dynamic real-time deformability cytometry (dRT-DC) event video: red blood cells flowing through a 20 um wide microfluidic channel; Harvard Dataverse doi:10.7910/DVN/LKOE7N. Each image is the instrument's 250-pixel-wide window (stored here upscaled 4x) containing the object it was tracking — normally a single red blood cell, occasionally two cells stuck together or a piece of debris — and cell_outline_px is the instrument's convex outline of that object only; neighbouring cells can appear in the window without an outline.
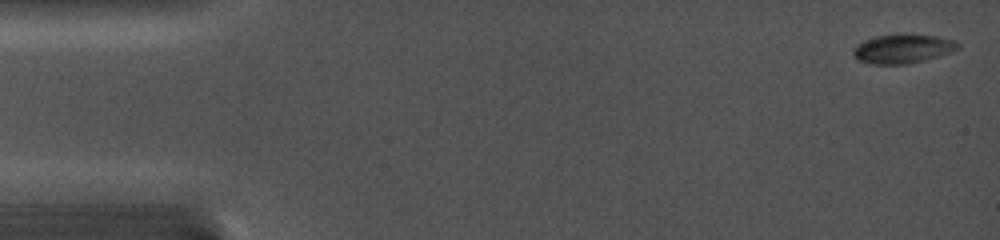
{"species": "common noctule bat (a hibernating species)", "species_latin": "Nyctalus noctula", "temperature_condition": "cold", "stored_images_in_passage": 46, "camera_frame_rate_fps": 5000, "um_per_image_px": 0.085, "animal": {"sex": "female", "body_mass_g": 19.0, "forearm_length_mm": 56.7}, "frame": {"image": 1, "passage_image": 1, "time_ms": 0.0, "image_size_px": [1000, 240], "cell_outline_px": [[960, 48], [952, 52], [924, 60], [904, 64], [872, 64], [856, 60], [852, 52], [856, 44], [864, 40], [876, 36], [904, 32], [936, 36], [956, 40], [960, 44]], "centroid_in_image_um": [76.74, 4.11], "position_along_channel_um": 8.3, "area_um2": 18.21}}
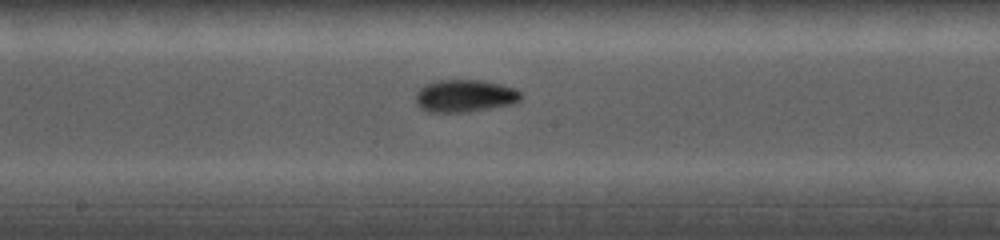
{"frame": {"image": 2, "passage_image": 23, "time_ms": 8.4, "image_size_px": [1000, 240], "cell_outline_px": [[524, 96], [520, 100], [512, 104], [468, 112], [428, 112], [420, 108], [416, 104], [416, 92], [420, 88], [436, 80], [484, 80], [500, 84], [512, 88], [520, 92]], "centroid_in_image_um": [39.5, 8.15], "position_along_channel_um": 208.7, "area_um2": 19.94}}
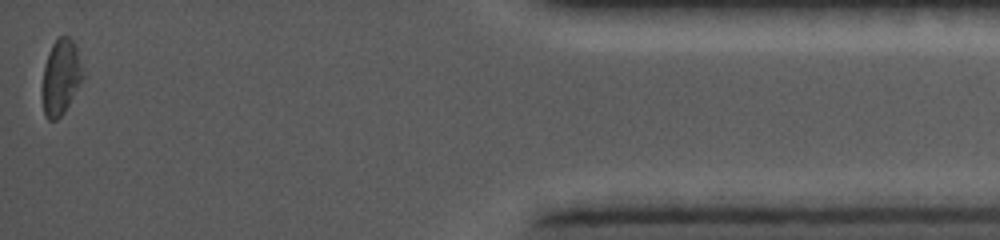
{"frame": {"image": 3, "passage_image": 46, "time_ms": 15.4, "image_size_px": [1000, 240], "cell_outline_px": [[84, 76], [64, 112], [56, 120], [48, 120], [44, 116], [40, 96], [40, 88], [44, 68], [48, 52], [52, 44], [60, 36], [68, 36], [72, 40], [76, 48]], "centroid_in_image_um": [5.11, 6.6], "position_along_channel_um": 430.1, "area_um2": 17.98}}